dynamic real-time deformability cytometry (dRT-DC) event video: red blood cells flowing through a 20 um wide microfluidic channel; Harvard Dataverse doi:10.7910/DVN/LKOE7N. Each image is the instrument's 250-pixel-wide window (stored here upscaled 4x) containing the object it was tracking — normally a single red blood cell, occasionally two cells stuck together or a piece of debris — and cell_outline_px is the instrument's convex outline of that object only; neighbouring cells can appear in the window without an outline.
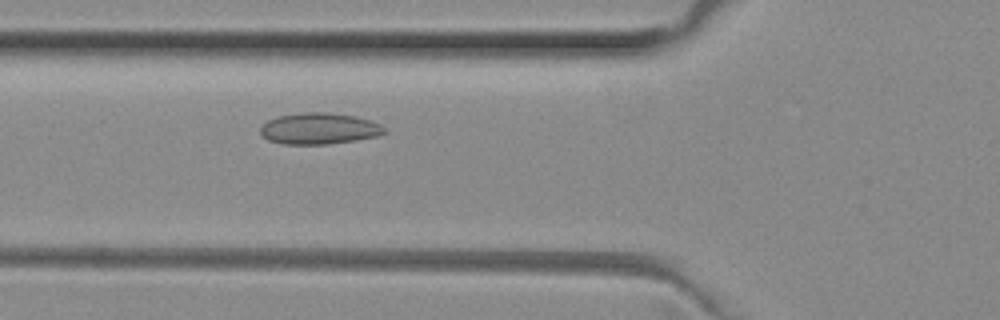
{"species": "common noctule bat (a hibernating species)", "species_latin": "Nyctalus noctula", "temperature_condition": "room temperature", "stored_images_in_passage": 36, "camera_frame_rate_fps": 3000, "um_per_image_px": 0.085, "animal": {"sex": "female", "body_mass_g": 29.2, "forearm_length_mm": 56.3}, "frame": {"image": 1, "passage_image": 3, "time_ms": 0.667, "image_size_px": [1000, 320], "cell_outline_px": [[388, 132], [376, 136], [356, 140], [328, 144], [284, 144], [268, 140], [260, 132], [260, 128], [268, 120], [276, 116], [304, 112], [324, 112], [352, 116], [368, 120], [380, 124]], "centroid_in_image_um": [27.11, 10.93], "position_along_channel_um": 98.7, "area_um2": 22.43}}
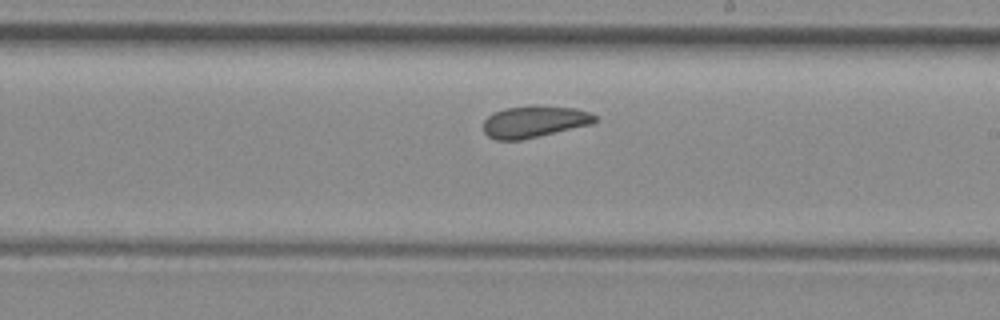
{"frame": {"image": 2, "passage_image": 14, "time_ms": 4.333, "image_size_px": [1000, 320], "cell_outline_px": [[596, 120], [592, 124], [520, 140], [496, 140], [488, 136], [484, 132], [484, 120], [492, 112], [504, 108], [536, 104], [576, 108], [592, 112], [596, 116]], "centroid_in_image_um": [45.42, 10.31], "position_along_channel_um": 243.6, "area_um2": 20.92}}
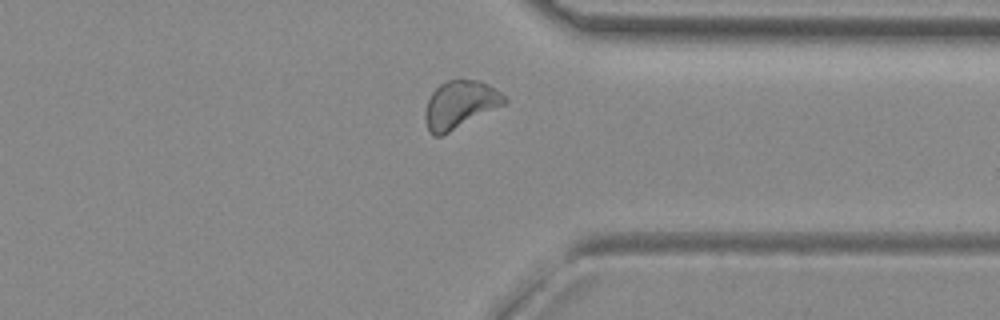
{"frame": {"image": 3, "passage_image": 24, "time_ms": 7.667, "image_size_px": [1000, 320], "cell_outline_px": [[508, 100], [504, 104], [440, 136], [432, 136], [428, 132], [424, 120], [424, 112], [428, 100], [432, 92], [440, 84], [448, 80], [460, 76], [480, 80], [488, 84], [500, 92]], "centroid_in_image_um": [39.06, 8.84], "position_along_channel_um": 372.3, "area_um2": 22.2}}